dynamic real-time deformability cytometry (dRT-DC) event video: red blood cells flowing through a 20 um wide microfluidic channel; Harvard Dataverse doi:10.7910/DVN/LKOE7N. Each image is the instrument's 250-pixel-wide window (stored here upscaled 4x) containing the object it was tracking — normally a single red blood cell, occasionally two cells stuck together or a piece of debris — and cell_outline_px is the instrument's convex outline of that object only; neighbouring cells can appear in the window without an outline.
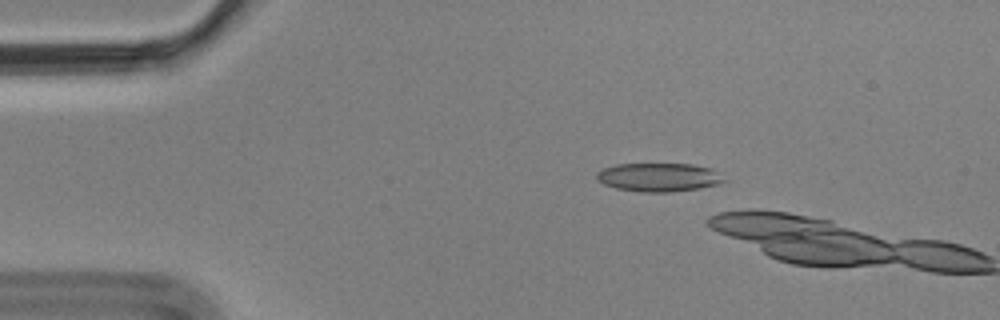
{"species": "Egyptian fruit bat (a non-hibernating species)", "species_latin": "Rousettus aegyptiacus", "temperature_condition": "cold", "stored_images_in_passage": 4, "camera_frame_rate_fps": 3000, "um_per_image_px": 0.085, "animal": {"sex": "male"}, "frame": {"image": 1, "passage_image": 3, "time_ms": 0.667, "image_size_px": [1000, 320], "cell_outline_px": [[728, 180], [716, 184], [700, 188], [672, 192], [640, 192], [616, 188], [604, 184], [596, 180], [596, 172], [604, 168], [616, 164], [692, 164], [712, 168]], "centroid_in_image_um": [55.99, 15.07], "position_along_channel_um": 29.0, "area_um2": 21.33}}